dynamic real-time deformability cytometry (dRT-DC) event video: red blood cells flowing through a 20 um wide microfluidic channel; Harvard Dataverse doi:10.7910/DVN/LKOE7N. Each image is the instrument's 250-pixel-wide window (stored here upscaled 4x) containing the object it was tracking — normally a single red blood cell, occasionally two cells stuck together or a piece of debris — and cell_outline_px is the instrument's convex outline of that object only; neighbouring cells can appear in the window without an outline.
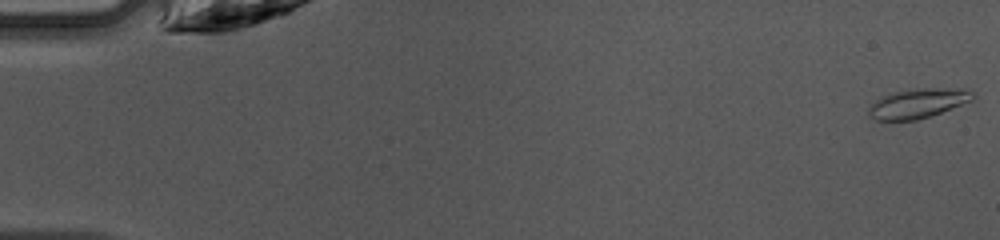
{"species": "common noctule bat (a hibernating species)", "species_latin": "Nyctalus noctula", "temperature_condition": "warm", "stored_images_in_passage": 47, "camera_frame_rate_fps": 3000, "um_per_image_px": 0.085, "animal": {"sex": "female", "body_mass_g": 10.0, "forearm_length_mm": 53.1}, "frame": {"image": 1, "passage_image": 1, "time_ms": 0.0, "image_size_px": [1000, 240], "cell_outline_px": [[976, 96], [972, 100], [940, 112], [916, 120], [876, 120], [868, 112], [868, 108], [876, 100], [884, 96], [896, 92], [912, 88], [964, 88], [976, 92]], "centroid_in_image_um": [78.08, 8.76], "position_along_channel_um": 6.9, "area_um2": 17.74}}
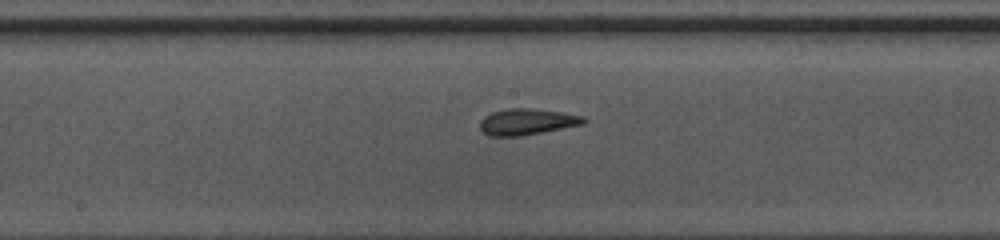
{"frame": {"image": 2, "passage_image": 25, "time_ms": 8.0, "image_size_px": [1000, 240], "cell_outline_px": [[588, 120], [584, 124], [520, 136], [488, 136], [480, 128], [480, 120], [484, 116], [492, 112], [508, 108], [528, 108], [564, 112], [584, 116]], "centroid_in_image_um": [44.81, 10.34], "position_along_channel_um": 203.4, "area_um2": 15.9}}
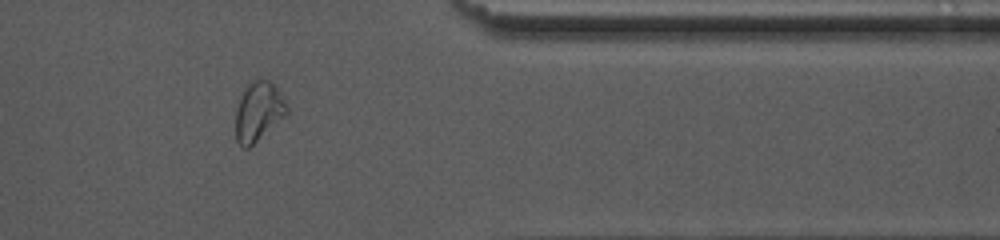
{"frame": {"image": 3, "passage_image": 39, "time_ms": 12.667, "image_size_px": [1000, 240], "cell_outline_px": [[288, 112], [284, 116], [248, 148], [240, 148], [236, 140], [236, 108], [244, 84], [252, 80], [268, 80], [276, 88], [288, 108]], "centroid_in_image_um": [21.91, 9.47], "position_along_channel_um": 389.5, "area_um2": 17.46}, "authors_computed_cell_mechanics": {"area_um2": 16.2418, "velocity_mm_per_s": 4.2628, "shape_relaxation_time_tau1_ms": 9.5513, "shape_relaxation_time_tau2_ms": 1.7538, "deformation_change_tau1": 0.2143, "deformation_change_tau2": 0.0799}}